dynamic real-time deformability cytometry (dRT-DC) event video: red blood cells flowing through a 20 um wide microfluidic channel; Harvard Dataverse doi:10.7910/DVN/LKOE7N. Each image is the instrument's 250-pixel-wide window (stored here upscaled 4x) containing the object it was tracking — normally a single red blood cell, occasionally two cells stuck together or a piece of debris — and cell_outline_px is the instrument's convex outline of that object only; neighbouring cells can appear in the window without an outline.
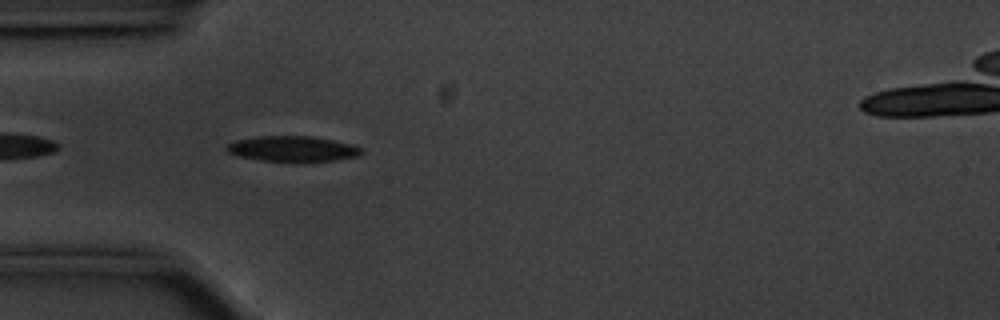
{"species": "common noctule bat (a hibernating species)", "species_latin": "Nyctalus noctula", "temperature_condition": "cold", "stored_images_in_passage": 6, "camera_frame_rate_fps": 3000, "um_per_image_px": 0.085, "animal": {"sex": "male", "body_mass_g": 20.1, "forearm_length_mm": 53.5}, "frame": {"image": 1, "passage_image": 3, "time_ms": 0.667, "image_size_px": [1000, 320], "cell_outline_px": [[364, 152], [356, 156], [336, 160], [308, 164], [300, 164], [260, 160], [240, 156], [228, 152], [224, 148], [228, 144], [236, 140], [256, 136], [308, 136], [332, 140], [364, 148]], "centroid_in_image_um": [24.88, 12.69], "position_along_channel_um": 60.1, "area_um2": 20.63}}